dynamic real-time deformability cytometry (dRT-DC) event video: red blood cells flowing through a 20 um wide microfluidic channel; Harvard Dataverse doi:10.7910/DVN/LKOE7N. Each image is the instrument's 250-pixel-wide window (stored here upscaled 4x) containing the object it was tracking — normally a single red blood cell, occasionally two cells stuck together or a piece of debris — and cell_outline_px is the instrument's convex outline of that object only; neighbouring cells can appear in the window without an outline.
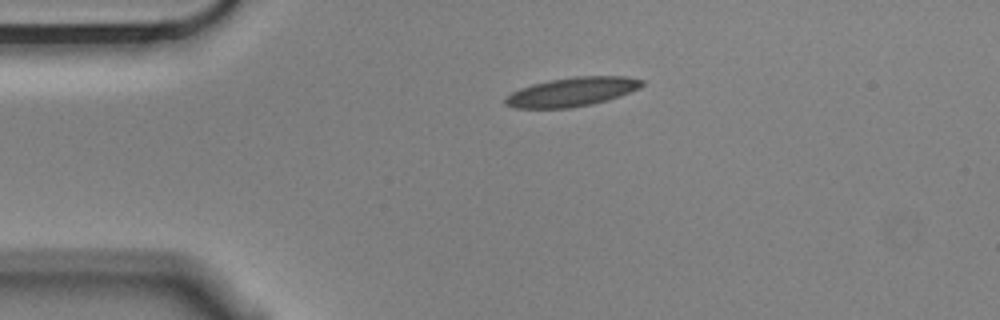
{"species": "Egyptian fruit bat (a non-hibernating species)", "species_latin": "Rousettus aegyptiacus", "temperature_condition": "cold", "stored_images_in_passage": 2, "camera_frame_rate_fps": 3000, "um_per_image_px": 0.085, "animal": {"sex": "male"}, "frame": {"image": 1, "passage_image": 1, "time_ms": 0.0, "image_size_px": [1000, 320], "cell_outline_px": [[644, 84], [640, 88], [620, 96], [608, 100], [592, 104], [568, 108], [512, 108], [504, 104], [504, 100], [512, 92], [520, 88], [532, 84], [552, 80], [576, 76], [628, 76], [644, 80]], "centroid_in_image_um": [48.64, 7.81], "position_along_channel_um": 36.4, "area_um2": 23.12}}
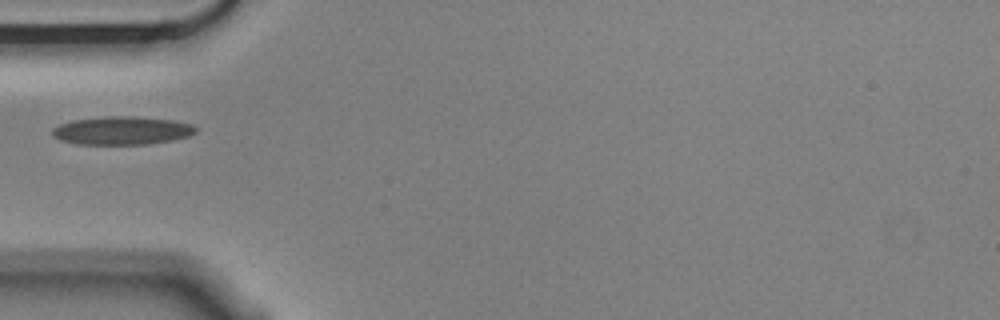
{"frame": {"image": 2, "passage_image": 2, "time_ms": 0.333, "image_size_px": [1000, 320], "cell_outline_px": [[196, 132], [188, 136], [172, 140], [148, 144], [76, 144], [60, 140], [52, 136], [52, 128], [60, 124], [72, 120], [104, 116], [136, 116], [172, 120], [192, 124], [196, 128]], "centroid_in_image_um": [10.34, 11.09], "position_along_channel_um": 74.7, "area_um2": 23.7}}